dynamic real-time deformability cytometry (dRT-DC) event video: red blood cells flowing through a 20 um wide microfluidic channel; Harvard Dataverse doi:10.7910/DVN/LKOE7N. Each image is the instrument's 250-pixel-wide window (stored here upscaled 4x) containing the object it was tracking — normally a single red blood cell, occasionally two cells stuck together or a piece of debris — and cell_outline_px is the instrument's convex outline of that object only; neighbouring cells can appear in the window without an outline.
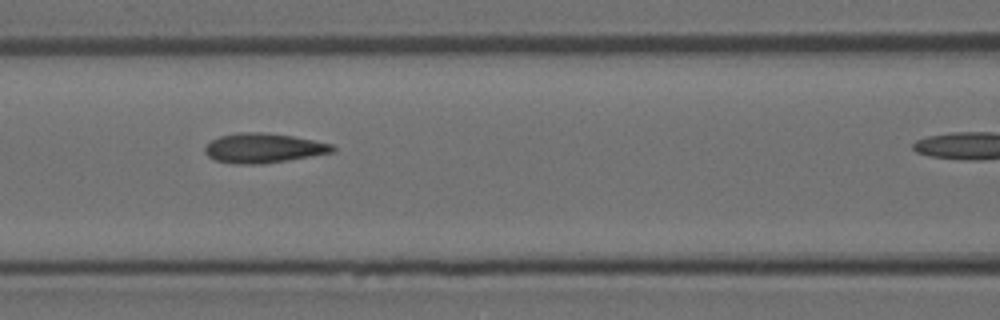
{"species": "Egyptian fruit bat (a non-hibernating species)", "species_latin": "Rousettus aegyptiacus", "temperature_condition": "room temperature", "stored_images_in_passage": 6, "camera_frame_rate_fps": 3000, "um_per_image_px": 0.085, "animal": {"sex": "female"}, "frame": {"image": 1, "passage_image": 3, "time_ms": 3.333, "image_size_px": [1000, 320], "cell_outline_px": [[336, 152], [260, 164], [240, 164], [216, 160], [208, 156], [204, 152], [204, 148], [212, 140], [220, 136], [236, 132], [264, 132], [292, 136], [332, 144], [336, 148]], "centroid_in_image_um": [22.4, 12.58], "position_along_channel_um": 144.2, "area_um2": 21.85}}
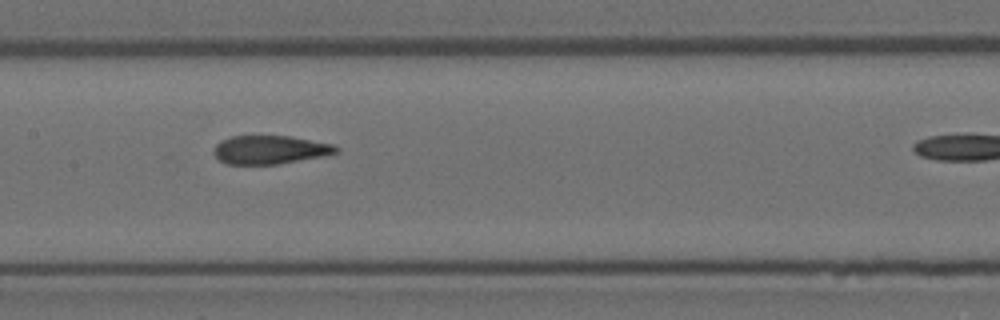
{"frame": {"image": 2, "passage_image": 4, "time_ms": 4.333, "image_size_px": [1000, 320], "cell_outline_px": [[340, 152], [280, 164], [228, 164], [220, 160], [212, 152], [216, 144], [220, 140], [232, 136], [288, 136], [332, 144], [340, 148]], "centroid_in_image_um": [22.93, 12.73], "position_along_channel_um": 184.5, "area_um2": 20.17}}
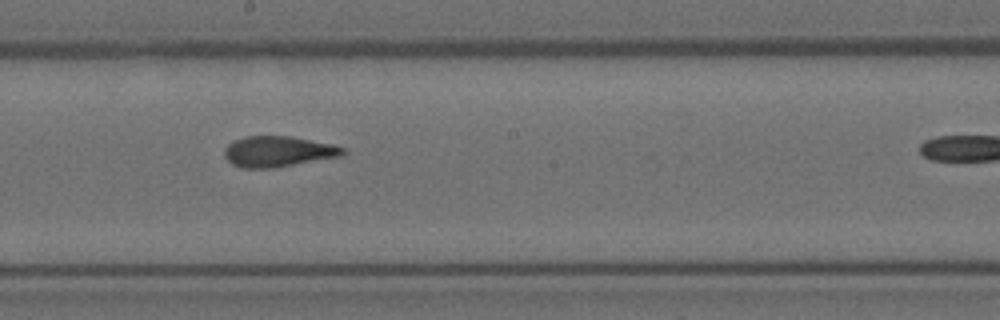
{"frame": {"image": 3, "passage_image": 5, "time_ms": 5.333, "image_size_px": [1000, 320], "cell_outline_px": [[348, 152], [340, 156], [276, 168], [244, 168], [232, 164], [224, 156], [224, 148], [228, 144], [244, 136], [292, 136], [332, 144], [344, 148]], "centroid_in_image_um": [23.64, 12.88], "position_along_channel_um": 224.6, "area_um2": 21.27}}